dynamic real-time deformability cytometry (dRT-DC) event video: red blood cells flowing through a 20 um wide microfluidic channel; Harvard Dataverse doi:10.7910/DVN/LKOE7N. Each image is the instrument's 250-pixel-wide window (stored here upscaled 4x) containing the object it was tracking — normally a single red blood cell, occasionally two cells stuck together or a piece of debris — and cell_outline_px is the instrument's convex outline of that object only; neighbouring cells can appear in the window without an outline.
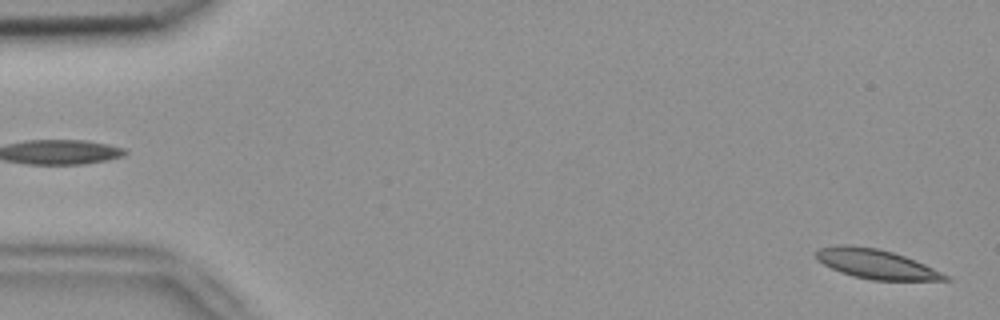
{"species": "common noctule bat (a hibernating species)", "species_latin": "Nyctalus noctula", "temperature_condition": "room temperature", "stored_images_in_passage": 5, "camera_frame_rate_fps": 3000, "um_per_image_px": 0.085, "animal": {"sex": "female", "body_mass_g": 18.4}, "frame": {"image": 1, "passage_image": 1, "time_ms": 0.0, "image_size_px": [1000, 320], "cell_outline_px": [[952, 280], [872, 280], [852, 276], [840, 272], [816, 260], [816, 252], [820, 248], [836, 244], [848, 244], [880, 248], [904, 256], [924, 264], [948, 276]], "centroid_in_image_um": [74.41, 22.42], "position_along_channel_um": 10.6, "area_um2": 22.08}}